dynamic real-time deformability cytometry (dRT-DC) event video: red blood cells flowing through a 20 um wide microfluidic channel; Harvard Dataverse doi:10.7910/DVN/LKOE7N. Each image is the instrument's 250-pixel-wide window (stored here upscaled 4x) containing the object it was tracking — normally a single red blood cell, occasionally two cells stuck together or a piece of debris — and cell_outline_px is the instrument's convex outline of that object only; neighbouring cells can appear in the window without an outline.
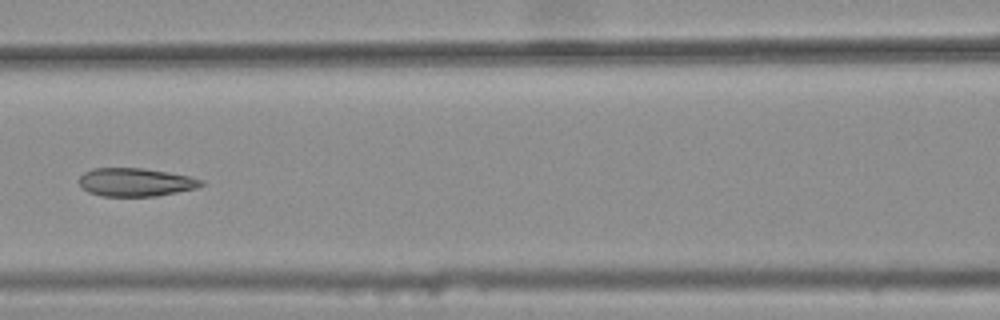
{"species": "common noctule bat (a hibernating species)", "species_latin": "Nyctalus noctula", "temperature_condition": "warm", "stored_images_in_passage": 7, "camera_frame_rate_fps": 3000, "um_per_image_px": 0.085, "animal": {"sex": "female", "body_mass_g": 25.1}, "frame": {"image": 1, "passage_image": 7, "time_ms": 2.0, "image_size_px": [1000, 320], "cell_outline_px": [[204, 184], [196, 188], [156, 196], [104, 196], [88, 192], [80, 184], [80, 176], [84, 172], [92, 168], [144, 168], [168, 172], [188, 176], [204, 180]], "centroid_in_image_um": [11.53, 15.48], "position_along_channel_um": 155.1, "area_um2": 20.0}}